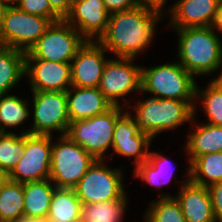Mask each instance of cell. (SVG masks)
Segmentation results:
<instances>
[{"instance_id": "cell-1", "label": "cell", "mask_w": 222, "mask_h": 222, "mask_svg": "<svg viewBox=\"0 0 222 222\" xmlns=\"http://www.w3.org/2000/svg\"><path fill=\"white\" fill-rule=\"evenodd\" d=\"M163 13L137 5L113 13L98 42L118 58H133L143 52L153 40L155 26Z\"/></svg>"}, {"instance_id": "cell-37", "label": "cell", "mask_w": 222, "mask_h": 222, "mask_svg": "<svg viewBox=\"0 0 222 222\" xmlns=\"http://www.w3.org/2000/svg\"><path fill=\"white\" fill-rule=\"evenodd\" d=\"M213 27L214 29L218 30V32L222 33V0L218 5L217 15Z\"/></svg>"}, {"instance_id": "cell-42", "label": "cell", "mask_w": 222, "mask_h": 222, "mask_svg": "<svg viewBox=\"0 0 222 222\" xmlns=\"http://www.w3.org/2000/svg\"><path fill=\"white\" fill-rule=\"evenodd\" d=\"M69 222H84L82 219H81V217L80 218H78V219H75V220H72V221H69Z\"/></svg>"}, {"instance_id": "cell-28", "label": "cell", "mask_w": 222, "mask_h": 222, "mask_svg": "<svg viewBox=\"0 0 222 222\" xmlns=\"http://www.w3.org/2000/svg\"><path fill=\"white\" fill-rule=\"evenodd\" d=\"M27 104L16 95H0V132H6L4 126H19L26 121L30 114Z\"/></svg>"}, {"instance_id": "cell-27", "label": "cell", "mask_w": 222, "mask_h": 222, "mask_svg": "<svg viewBox=\"0 0 222 222\" xmlns=\"http://www.w3.org/2000/svg\"><path fill=\"white\" fill-rule=\"evenodd\" d=\"M127 199L82 205L81 219L84 222H122Z\"/></svg>"}, {"instance_id": "cell-17", "label": "cell", "mask_w": 222, "mask_h": 222, "mask_svg": "<svg viewBox=\"0 0 222 222\" xmlns=\"http://www.w3.org/2000/svg\"><path fill=\"white\" fill-rule=\"evenodd\" d=\"M221 0H178L170 9L174 29L213 26Z\"/></svg>"}, {"instance_id": "cell-23", "label": "cell", "mask_w": 222, "mask_h": 222, "mask_svg": "<svg viewBox=\"0 0 222 222\" xmlns=\"http://www.w3.org/2000/svg\"><path fill=\"white\" fill-rule=\"evenodd\" d=\"M82 203L74 188H55L46 222H69L81 217Z\"/></svg>"}, {"instance_id": "cell-29", "label": "cell", "mask_w": 222, "mask_h": 222, "mask_svg": "<svg viewBox=\"0 0 222 222\" xmlns=\"http://www.w3.org/2000/svg\"><path fill=\"white\" fill-rule=\"evenodd\" d=\"M25 149V132H0V168L10 174L20 161Z\"/></svg>"}, {"instance_id": "cell-39", "label": "cell", "mask_w": 222, "mask_h": 222, "mask_svg": "<svg viewBox=\"0 0 222 222\" xmlns=\"http://www.w3.org/2000/svg\"><path fill=\"white\" fill-rule=\"evenodd\" d=\"M9 180V174L0 168V188Z\"/></svg>"}, {"instance_id": "cell-9", "label": "cell", "mask_w": 222, "mask_h": 222, "mask_svg": "<svg viewBox=\"0 0 222 222\" xmlns=\"http://www.w3.org/2000/svg\"><path fill=\"white\" fill-rule=\"evenodd\" d=\"M53 22L46 17L35 16L10 5L0 31V46L28 52Z\"/></svg>"}, {"instance_id": "cell-10", "label": "cell", "mask_w": 222, "mask_h": 222, "mask_svg": "<svg viewBox=\"0 0 222 222\" xmlns=\"http://www.w3.org/2000/svg\"><path fill=\"white\" fill-rule=\"evenodd\" d=\"M33 92V126L25 134L48 135L60 131L66 135L70 125L66 92L32 91Z\"/></svg>"}, {"instance_id": "cell-41", "label": "cell", "mask_w": 222, "mask_h": 222, "mask_svg": "<svg viewBox=\"0 0 222 222\" xmlns=\"http://www.w3.org/2000/svg\"><path fill=\"white\" fill-rule=\"evenodd\" d=\"M6 2H8L10 5L16 3L18 0H4Z\"/></svg>"}, {"instance_id": "cell-11", "label": "cell", "mask_w": 222, "mask_h": 222, "mask_svg": "<svg viewBox=\"0 0 222 222\" xmlns=\"http://www.w3.org/2000/svg\"><path fill=\"white\" fill-rule=\"evenodd\" d=\"M52 135L25 134L24 154L9 174V180L25 183L50 178Z\"/></svg>"}, {"instance_id": "cell-18", "label": "cell", "mask_w": 222, "mask_h": 222, "mask_svg": "<svg viewBox=\"0 0 222 222\" xmlns=\"http://www.w3.org/2000/svg\"><path fill=\"white\" fill-rule=\"evenodd\" d=\"M187 176V180L181 183L179 194L175 196L186 222H217L208 187L199 186L190 181V166Z\"/></svg>"}, {"instance_id": "cell-14", "label": "cell", "mask_w": 222, "mask_h": 222, "mask_svg": "<svg viewBox=\"0 0 222 222\" xmlns=\"http://www.w3.org/2000/svg\"><path fill=\"white\" fill-rule=\"evenodd\" d=\"M109 16L103 0H73L70 13L64 20L87 41H94L106 31Z\"/></svg>"}, {"instance_id": "cell-6", "label": "cell", "mask_w": 222, "mask_h": 222, "mask_svg": "<svg viewBox=\"0 0 222 222\" xmlns=\"http://www.w3.org/2000/svg\"><path fill=\"white\" fill-rule=\"evenodd\" d=\"M52 143L50 180L57 188H74L95 159L68 136Z\"/></svg>"}, {"instance_id": "cell-21", "label": "cell", "mask_w": 222, "mask_h": 222, "mask_svg": "<svg viewBox=\"0 0 222 222\" xmlns=\"http://www.w3.org/2000/svg\"><path fill=\"white\" fill-rule=\"evenodd\" d=\"M185 149L189 153V164L201 155L222 152V126L204 123L188 135Z\"/></svg>"}, {"instance_id": "cell-40", "label": "cell", "mask_w": 222, "mask_h": 222, "mask_svg": "<svg viewBox=\"0 0 222 222\" xmlns=\"http://www.w3.org/2000/svg\"><path fill=\"white\" fill-rule=\"evenodd\" d=\"M15 222H46V220L43 219H36V218H28V217H21L19 220Z\"/></svg>"}, {"instance_id": "cell-25", "label": "cell", "mask_w": 222, "mask_h": 222, "mask_svg": "<svg viewBox=\"0 0 222 222\" xmlns=\"http://www.w3.org/2000/svg\"><path fill=\"white\" fill-rule=\"evenodd\" d=\"M169 165V159L158 152L151 151L145 162L135 166L134 176L148 183V185L150 184L159 188L160 186L162 187V185L169 183L173 176V169L170 171L171 167L169 168Z\"/></svg>"}, {"instance_id": "cell-26", "label": "cell", "mask_w": 222, "mask_h": 222, "mask_svg": "<svg viewBox=\"0 0 222 222\" xmlns=\"http://www.w3.org/2000/svg\"><path fill=\"white\" fill-rule=\"evenodd\" d=\"M23 216V183L8 180L0 188V222H15Z\"/></svg>"}, {"instance_id": "cell-5", "label": "cell", "mask_w": 222, "mask_h": 222, "mask_svg": "<svg viewBox=\"0 0 222 222\" xmlns=\"http://www.w3.org/2000/svg\"><path fill=\"white\" fill-rule=\"evenodd\" d=\"M124 114L121 106L89 119L71 121L67 136L79 144L95 160H104L105 152L112 147L116 121Z\"/></svg>"}, {"instance_id": "cell-33", "label": "cell", "mask_w": 222, "mask_h": 222, "mask_svg": "<svg viewBox=\"0 0 222 222\" xmlns=\"http://www.w3.org/2000/svg\"><path fill=\"white\" fill-rule=\"evenodd\" d=\"M208 189L212 198L215 219L217 222H222V182L212 184Z\"/></svg>"}, {"instance_id": "cell-38", "label": "cell", "mask_w": 222, "mask_h": 222, "mask_svg": "<svg viewBox=\"0 0 222 222\" xmlns=\"http://www.w3.org/2000/svg\"><path fill=\"white\" fill-rule=\"evenodd\" d=\"M10 6V4L4 0H0V31L2 28V24H3V19L5 17L6 11L8 9V7Z\"/></svg>"}, {"instance_id": "cell-4", "label": "cell", "mask_w": 222, "mask_h": 222, "mask_svg": "<svg viewBox=\"0 0 222 222\" xmlns=\"http://www.w3.org/2000/svg\"><path fill=\"white\" fill-rule=\"evenodd\" d=\"M196 110L188 101L151 97L137 102L134 119L138 129L153 138L160 132L192 121Z\"/></svg>"}, {"instance_id": "cell-2", "label": "cell", "mask_w": 222, "mask_h": 222, "mask_svg": "<svg viewBox=\"0 0 222 222\" xmlns=\"http://www.w3.org/2000/svg\"><path fill=\"white\" fill-rule=\"evenodd\" d=\"M178 61L193 77L210 75L222 66V43L213 26L175 29Z\"/></svg>"}, {"instance_id": "cell-34", "label": "cell", "mask_w": 222, "mask_h": 222, "mask_svg": "<svg viewBox=\"0 0 222 222\" xmlns=\"http://www.w3.org/2000/svg\"><path fill=\"white\" fill-rule=\"evenodd\" d=\"M109 14L132 9L138 5L137 0H103Z\"/></svg>"}, {"instance_id": "cell-35", "label": "cell", "mask_w": 222, "mask_h": 222, "mask_svg": "<svg viewBox=\"0 0 222 222\" xmlns=\"http://www.w3.org/2000/svg\"><path fill=\"white\" fill-rule=\"evenodd\" d=\"M51 9L61 18L65 17L70 13L73 0H48Z\"/></svg>"}, {"instance_id": "cell-12", "label": "cell", "mask_w": 222, "mask_h": 222, "mask_svg": "<svg viewBox=\"0 0 222 222\" xmlns=\"http://www.w3.org/2000/svg\"><path fill=\"white\" fill-rule=\"evenodd\" d=\"M119 59L107 60L99 85V90L112 106H120L119 97L141 91V67L132 63L133 58Z\"/></svg>"}, {"instance_id": "cell-30", "label": "cell", "mask_w": 222, "mask_h": 222, "mask_svg": "<svg viewBox=\"0 0 222 222\" xmlns=\"http://www.w3.org/2000/svg\"><path fill=\"white\" fill-rule=\"evenodd\" d=\"M160 199L151 202L145 222H186L181 206L174 196L160 194Z\"/></svg>"}, {"instance_id": "cell-16", "label": "cell", "mask_w": 222, "mask_h": 222, "mask_svg": "<svg viewBox=\"0 0 222 222\" xmlns=\"http://www.w3.org/2000/svg\"><path fill=\"white\" fill-rule=\"evenodd\" d=\"M25 74L31 91H63L71 85V64L40 59H26Z\"/></svg>"}, {"instance_id": "cell-19", "label": "cell", "mask_w": 222, "mask_h": 222, "mask_svg": "<svg viewBox=\"0 0 222 222\" xmlns=\"http://www.w3.org/2000/svg\"><path fill=\"white\" fill-rule=\"evenodd\" d=\"M66 97L70 122L89 119L113 107L99 87L71 86L66 91Z\"/></svg>"}, {"instance_id": "cell-3", "label": "cell", "mask_w": 222, "mask_h": 222, "mask_svg": "<svg viewBox=\"0 0 222 222\" xmlns=\"http://www.w3.org/2000/svg\"><path fill=\"white\" fill-rule=\"evenodd\" d=\"M196 81L179 62L141 68V92H148L159 99L188 101L196 99Z\"/></svg>"}, {"instance_id": "cell-20", "label": "cell", "mask_w": 222, "mask_h": 222, "mask_svg": "<svg viewBox=\"0 0 222 222\" xmlns=\"http://www.w3.org/2000/svg\"><path fill=\"white\" fill-rule=\"evenodd\" d=\"M55 188L50 179L23 183L24 217L46 220Z\"/></svg>"}, {"instance_id": "cell-22", "label": "cell", "mask_w": 222, "mask_h": 222, "mask_svg": "<svg viewBox=\"0 0 222 222\" xmlns=\"http://www.w3.org/2000/svg\"><path fill=\"white\" fill-rule=\"evenodd\" d=\"M26 52L0 46V95L7 94L24 77Z\"/></svg>"}, {"instance_id": "cell-15", "label": "cell", "mask_w": 222, "mask_h": 222, "mask_svg": "<svg viewBox=\"0 0 222 222\" xmlns=\"http://www.w3.org/2000/svg\"><path fill=\"white\" fill-rule=\"evenodd\" d=\"M130 113V110L125 111L116 121L112 148L118 155L134 157L137 166L148 159L149 145L153 138L138 129Z\"/></svg>"}, {"instance_id": "cell-31", "label": "cell", "mask_w": 222, "mask_h": 222, "mask_svg": "<svg viewBox=\"0 0 222 222\" xmlns=\"http://www.w3.org/2000/svg\"><path fill=\"white\" fill-rule=\"evenodd\" d=\"M196 85L195 97L202 98L204 113L209 124L222 126V84L218 79H213L205 90H199Z\"/></svg>"}, {"instance_id": "cell-36", "label": "cell", "mask_w": 222, "mask_h": 222, "mask_svg": "<svg viewBox=\"0 0 222 222\" xmlns=\"http://www.w3.org/2000/svg\"><path fill=\"white\" fill-rule=\"evenodd\" d=\"M167 0H137L138 5L160 12Z\"/></svg>"}, {"instance_id": "cell-43", "label": "cell", "mask_w": 222, "mask_h": 222, "mask_svg": "<svg viewBox=\"0 0 222 222\" xmlns=\"http://www.w3.org/2000/svg\"><path fill=\"white\" fill-rule=\"evenodd\" d=\"M215 79H218L219 82L222 84V72H221V74H220L217 78H215Z\"/></svg>"}, {"instance_id": "cell-8", "label": "cell", "mask_w": 222, "mask_h": 222, "mask_svg": "<svg viewBox=\"0 0 222 222\" xmlns=\"http://www.w3.org/2000/svg\"><path fill=\"white\" fill-rule=\"evenodd\" d=\"M95 160L74 187L82 205L126 199L121 169H111Z\"/></svg>"}, {"instance_id": "cell-13", "label": "cell", "mask_w": 222, "mask_h": 222, "mask_svg": "<svg viewBox=\"0 0 222 222\" xmlns=\"http://www.w3.org/2000/svg\"><path fill=\"white\" fill-rule=\"evenodd\" d=\"M107 50L97 41H86L78 50L71 64V85L99 87L107 60Z\"/></svg>"}, {"instance_id": "cell-32", "label": "cell", "mask_w": 222, "mask_h": 222, "mask_svg": "<svg viewBox=\"0 0 222 222\" xmlns=\"http://www.w3.org/2000/svg\"><path fill=\"white\" fill-rule=\"evenodd\" d=\"M16 6L26 13L49 18L53 23L62 19L51 9L48 0H18Z\"/></svg>"}, {"instance_id": "cell-24", "label": "cell", "mask_w": 222, "mask_h": 222, "mask_svg": "<svg viewBox=\"0 0 222 222\" xmlns=\"http://www.w3.org/2000/svg\"><path fill=\"white\" fill-rule=\"evenodd\" d=\"M190 181L204 187L222 182V152L197 157L190 164Z\"/></svg>"}, {"instance_id": "cell-7", "label": "cell", "mask_w": 222, "mask_h": 222, "mask_svg": "<svg viewBox=\"0 0 222 222\" xmlns=\"http://www.w3.org/2000/svg\"><path fill=\"white\" fill-rule=\"evenodd\" d=\"M87 40L64 19L54 22L26 52V59L71 63Z\"/></svg>"}]
</instances>
